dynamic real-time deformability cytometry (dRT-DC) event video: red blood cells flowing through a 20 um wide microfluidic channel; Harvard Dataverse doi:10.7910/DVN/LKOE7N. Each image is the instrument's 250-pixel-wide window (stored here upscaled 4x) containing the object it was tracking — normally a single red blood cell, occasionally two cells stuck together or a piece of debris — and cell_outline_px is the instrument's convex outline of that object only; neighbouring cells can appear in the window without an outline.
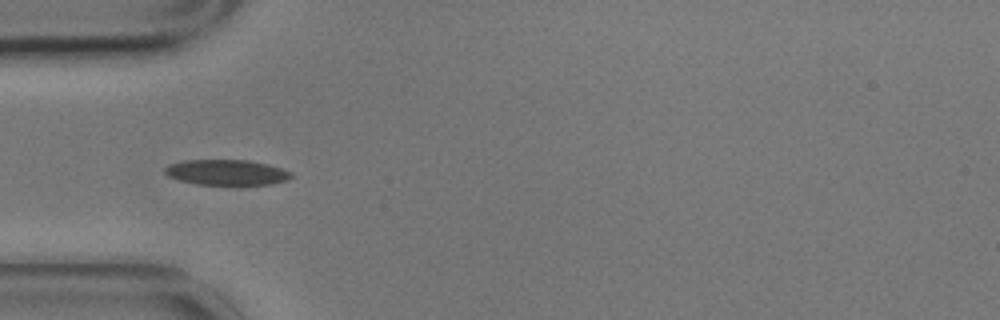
{"species": "common noctule bat (a hibernating species)", "species_latin": "Nyctalus noctula", "temperature_condition": "cold", "stored_images_in_passage": 4, "camera_frame_rate_fps": 3000, "um_per_image_px": 0.085, "animal": {"sex": "male", "body_mass_g": 17.9}, "frame": {"image": 1, "passage_image": 4, "time_ms": 1.0, "image_size_px": [1000, 320], "cell_outline_px": [[292, 176], [288, 180], [272, 184], [240, 188], [196, 184], [180, 180], [168, 176], [164, 172], [164, 168], [168, 164], [184, 160], [248, 160], [268, 164], [292, 172]], "centroid_in_image_um": [19.3, 14.7], "position_along_channel_um": 65.7, "area_um2": 19.77}}